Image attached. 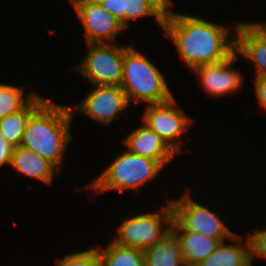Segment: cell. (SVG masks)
Returning a JSON list of instances; mask_svg holds the SVG:
<instances>
[{
    "instance_id": "ac0fdd59",
    "label": "cell",
    "mask_w": 266,
    "mask_h": 266,
    "mask_svg": "<svg viewBox=\"0 0 266 266\" xmlns=\"http://www.w3.org/2000/svg\"><path fill=\"white\" fill-rule=\"evenodd\" d=\"M46 100L42 96L37 95L23 110L1 119V135L15 147L19 146L29 118Z\"/></svg>"
},
{
    "instance_id": "8fae6325",
    "label": "cell",
    "mask_w": 266,
    "mask_h": 266,
    "mask_svg": "<svg viewBox=\"0 0 266 266\" xmlns=\"http://www.w3.org/2000/svg\"><path fill=\"white\" fill-rule=\"evenodd\" d=\"M237 60V54L234 52L226 60L200 65L192 71L198 76L207 95L220 97L238 91L243 83V77L239 70L232 68Z\"/></svg>"
},
{
    "instance_id": "cb8c5ba5",
    "label": "cell",
    "mask_w": 266,
    "mask_h": 266,
    "mask_svg": "<svg viewBox=\"0 0 266 266\" xmlns=\"http://www.w3.org/2000/svg\"><path fill=\"white\" fill-rule=\"evenodd\" d=\"M100 4L125 27L126 0H102Z\"/></svg>"
},
{
    "instance_id": "5b68a950",
    "label": "cell",
    "mask_w": 266,
    "mask_h": 266,
    "mask_svg": "<svg viewBox=\"0 0 266 266\" xmlns=\"http://www.w3.org/2000/svg\"><path fill=\"white\" fill-rule=\"evenodd\" d=\"M160 213H144L123 220L113 241L119 245L145 250L154 246L169 231L173 220L171 201L163 206ZM164 222V225H163ZM163 229V230H162Z\"/></svg>"
},
{
    "instance_id": "ffe728a7",
    "label": "cell",
    "mask_w": 266,
    "mask_h": 266,
    "mask_svg": "<svg viewBox=\"0 0 266 266\" xmlns=\"http://www.w3.org/2000/svg\"><path fill=\"white\" fill-rule=\"evenodd\" d=\"M24 95V89L19 86L0 84V120L23 110L38 94Z\"/></svg>"
},
{
    "instance_id": "ba28073f",
    "label": "cell",
    "mask_w": 266,
    "mask_h": 266,
    "mask_svg": "<svg viewBox=\"0 0 266 266\" xmlns=\"http://www.w3.org/2000/svg\"><path fill=\"white\" fill-rule=\"evenodd\" d=\"M142 122L154 130L178 155L182 150L180 138L191 126L192 119L177 108L176 99L148 104L145 107Z\"/></svg>"
},
{
    "instance_id": "30bf717a",
    "label": "cell",
    "mask_w": 266,
    "mask_h": 266,
    "mask_svg": "<svg viewBox=\"0 0 266 266\" xmlns=\"http://www.w3.org/2000/svg\"><path fill=\"white\" fill-rule=\"evenodd\" d=\"M130 105L121 86L95 85L73 109L87 114L92 120L109 125Z\"/></svg>"
},
{
    "instance_id": "4316f807",
    "label": "cell",
    "mask_w": 266,
    "mask_h": 266,
    "mask_svg": "<svg viewBox=\"0 0 266 266\" xmlns=\"http://www.w3.org/2000/svg\"><path fill=\"white\" fill-rule=\"evenodd\" d=\"M166 15L172 12L170 8L173 6V2L171 0H152Z\"/></svg>"
},
{
    "instance_id": "4fadbf2b",
    "label": "cell",
    "mask_w": 266,
    "mask_h": 266,
    "mask_svg": "<svg viewBox=\"0 0 266 266\" xmlns=\"http://www.w3.org/2000/svg\"><path fill=\"white\" fill-rule=\"evenodd\" d=\"M122 142L129 152L156 160L163 167L177 156L168 144L144 123L135 130L132 129Z\"/></svg>"
},
{
    "instance_id": "d6986e66",
    "label": "cell",
    "mask_w": 266,
    "mask_h": 266,
    "mask_svg": "<svg viewBox=\"0 0 266 266\" xmlns=\"http://www.w3.org/2000/svg\"><path fill=\"white\" fill-rule=\"evenodd\" d=\"M100 266H144L143 250L122 246L114 241L106 248L97 249Z\"/></svg>"
},
{
    "instance_id": "7402d4cb",
    "label": "cell",
    "mask_w": 266,
    "mask_h": 266,
    "mask_svg": "<svg viewBox=\"0 0 266 266\" xmlns=\"http://www.w3.org/2000/svg\"><path fill=\"white\" fill-rule=\"evenodd\" d=\"M56 266H100L97 248L73 252L56 260Z\"/></svg>"
},
{
    "instance_id": "8992f818",
    "label": "cell",
    "mask_w": 266,
    "mask_h": 266,
    "mask_svg": "<svg viewBox=\"0 0 266 266\" xmlns=\"http://www.w3.org/2000/svg\"><path fill=\"white\" fill-rule=\"evenodd\" d=\"M115 43L87 44L88 52L75 69L91 82L92 86H121L125 52L131 46Z\"/></svg>"
},
{
    "instance_id": "9a60e30c",
    "label": "cell",
    "mask_w": 266,
    "mask_h": 266,
    "mask_svg": "<svg viewBox=\"0 0 266 266\" xmlns=\"http://www.w3.org/2000/svg\"><path fill=\"white\" fill-rule=\"evenodd\" d=\"M11 166L22 175L36 178L49 185L53 181L54 174L60 172L50 161L20 145L14 148Z\"/></svg>"
},
{
    "instance_id": "3957f363",
    "label": "cell",
    "mask_w": 266,
    "mask_h": 266,
    "mask_svg": "<svg viewBox=\"0 0 266 266\" xmlns=\"http://www.w3.org/2000/svg\"><path fill=\"white\" fill-rule=\"evenodd\" d=\"M121 88L130 104H155L173 97L159 68L133 46L125 52Z\"/></svg>"
},
{
    "instance_id": "52a82bcc",
    "label": "cell",
    "mask_w": 266,
    "mask_h": 266,
    "mask_svg": "<svg viewBox=\"0 0 266 266\" xmlns=\"http://www.w3.org/2000/svg\"><path fill=\"white\" fill-rule=\"evenodd\" d=\"M173 218L185 229L214 238L220 243L232 240L235 232L231 231L217 214L203 204L191 198L187 192L182 197L171 200Z\"/></svg>"
},
{
    "instance_id": "277c9868",
    "label": "cell",
    "mask_w": 266,
    "mask_h": 266,
    "mask_svg": "<svg viewBox=\"0 0 266 266\" xmlns=\"http://www.w3.org/2000/svg\"><path fill=\"white\" fill-rule=\"evenodd\" d=\"M163 166L156 160L126 150L95 178L88 189L101 193L110 190H137L151 181Z\"/></svg>"
},
{
    "instance_id": "f1b7e54d",
    "label": "cell",
    "mask_w": 266,
    "mask_h": 266,
    "mask_svg": "<svg viewBox=\"0 0 266 266\" xmlns=\"http://www.w3.org/2000/svg\"><path fill=\"white\" fill-rule=\"evenodd\" d=\"M258 24L266 30V23H258Z\"/></svg>"
},
{
    "instance_id": "44dd1931",
    "label": "cell",
    "mask_w": 266,
    "mask_h": 266,
    "mask_svg": "<svg viewBox=\"0 0 266 266\" xmlns=\"http://www.w3.org/2000/svg\"><path fill=\"white\" fill-rule=\"evenodd\" d=\"M154 16V21L163 29L166 14L152 0H126L125 28L128 21Z\"/></svg>"
},
{
    "instance_id": "83f0119b",
    "label": "cell",
    "mask_w": 266,
    "mask_h": 266,
    "mask_svg": "<svg viewBox=\"0 0 266 266\" xmlns=\"http://www.w3.org/2000/svg\"><path fill=\"white\" fill-rule=\"evenodd\" d=\"M70 1H91V2H101L102 0H70Z\"/></svg>"
},
{
    "instance_id": "5bb4252c",
    "label": "cell",
    "mask_w": 266,
    "mask_h": 266,
    "mask_svg": "<svg viewBox=\"0 0 266 266\" xmlns=\"http://www.w3.org/2000/svg\"><path fill=\"white\" fill-rule=\"evenodd\" d=\"M171 230L179 239L186 266H197L211 255L220 244L214 238L194 231L185 230L174 218L172 220Z\"/></svg>"
},
{
    "instance_id": "7a4b0ae2",
    "label": "cell",
    "mask_w": 266,
    "mask_h": 266,
    "mask_svg": "<svg viewBox=\"0 0 266 266\" xmlns=\"http://www.w3.org/2000/svg\"><path fill=\"white\" fill-rule=\"evenodd\" d=\"M70 106L47 100L29 118L20 146L62 168L66 146L72 141Z\"/></svg>"
},
{
    "instance_id": "2e32d148",
    "label": "cell",
    "mask_w": 266,
    "mask_h": 266,
    "mask_svg": "<svg viewBox=\"0 0 266 266\" xmlns=\"http://www.w3.org/2000/svg\"><path fill=\"white\" fill-rule=\"evenodd\" d=\"M242 240L241 236L235 235L231 240L235 244L220 243L216 250L197 266H252L249 238L246 242Z\"/></svg>"
},
{
    "instance_id": "7c38bea8",
    "label": "cell",
    "mask_w": 266,
    "mask_h": 266,
    "mask_svg": "<svg viewBox=\"0 0 266 266\" xmlns=\"http://www.w3.org/2000/svg\"><path fill=\"white\" fill-rule=\"evenodd\" d=\"M233 27L236 54L253 61L255 78L266 77V30L251 22H238Z\"/></svg>"
},
{
    "instance_id": "9c48e42d",
    "label": "cell",
    "mask_w": 266,
    "mask_h": 266,
    "mask_svg": "<svg viewBox=\"0 0 266 266\" xmlns=\"http://www.w3.org/2000/svg\"><path fill=\"white\" fill-rule=\"evenodd\" d=\"M84 27L87 44L113 43L126 28L100 2L71 1ZM107 40V41H106Z\"/></svg>"
},
{
    "instance_id": "484cf974",
    "label": "cell",
    "mask_w": 266,
    "mask_h": 266,
    "mask_svg": "<svg viewBox=\"0 0 266 266\" xmlns=\"http://www.w3.org/2000/svg\"><path fill=\"white\" fill-rule=\"evenodd\" d=\"M254 87L259 105L266 111V77L255 78Z\"/></svg>"
},
{
    "instance_id": "603a6c76",
    "label": "cell",
    "mask_w": 266,
    "mask_h": 266,
    "mask_svg": "<svg viewBox=\"0 0 266 266\" xmlns=\"http://www.w3.org/2000/svg\"><path fill=\"white\" fill-rule=\"evenodd\" d=\"M251 244V261L255 255L266 258V228L260 231L255 230L253 234L248 236Z\"/></svg>"
},
{
    "instance_id": "d4e9b609",
    "label": "cell",
    "mask_w": 266,
    "mask_h": 266,
    "mask_svg": "<svg viewBox=\"0 0 266 266\" xmlns=\"http://www.w3.org/2000/svg\"><path fill=\"white\" fill-rule=\"evenodd\" d=\"M15 146L9 143L0 133V167L5 164L11 165Z\"/></svg>"
},
{
    "instance_id": "6da1fadb",
    "label": "cell",
    "mask_w": 266,
    "mask_h": 266,
    "mask_svg": "<svg viewBox=\"0 0 266 266\" xmlns=\"http://www.w3.org/2000/svg\"><path fill=\"white\" fill-rule=\"evenodd\" d=\"M163 30L173 41L183 64L192 70L226 60L235 52V38L230 29L203 17L172 11L165 17Z\"/></svg>"
},
{
    "instance_id": "e0dca14e",
    "label": "cell",
    "mask_w": 266,
    "mask_h": 266,
    "mask_svg": "<svg viewBox=\"0 0 266 266\" xmlns=\"http://www.w3.org/2000/svg\"><path fill=\"white\" fill-rule=\"evenodd\" d=\"M144 266H186L178 237L171 230L154 246L143 250Z\"/></svg>"
}]
</instances>
